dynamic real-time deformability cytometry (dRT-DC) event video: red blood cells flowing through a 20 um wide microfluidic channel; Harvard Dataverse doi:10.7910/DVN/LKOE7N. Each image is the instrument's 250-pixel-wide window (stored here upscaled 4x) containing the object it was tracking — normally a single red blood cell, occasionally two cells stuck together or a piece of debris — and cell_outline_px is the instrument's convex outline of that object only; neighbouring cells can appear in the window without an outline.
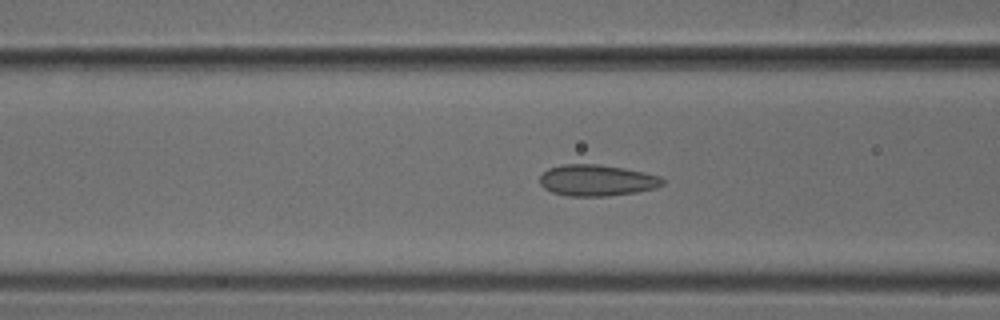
{"species": "common noctule bat (a hibernating species)", "species_latin": "Nyctalus noctula", "temperature_condition": "cold", "stored_images_in_passage": 52, "camera_frame_rate_fps": 3000, "um_per_image_px": 0.085, "animal": {"sex": "male", "body_mass_g": 18.8}, "frame": {"image": 1, "passage_image": 21, "time_ms": 6.667, "image_size_px": [1000, 320], "cell_outline_px": [[664, 184], [656, 188], [636, 192], [608, 196], [568, 196], [552, 192], [544, 188], [540, 184], [540, 176], [548, 168], [564, 164], [596, 164], [624, 168], [660, 176], [664, 180]], "centroid_in_image_um": [50.73, 15.33], "position_along_channel_um": 115.9, "area_um2": 22.37}}
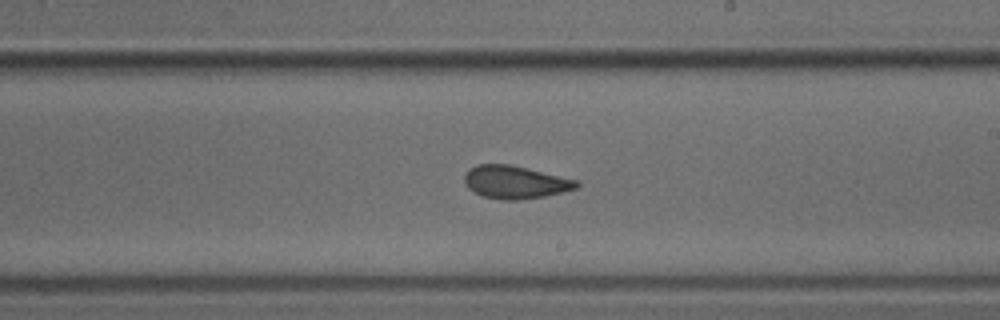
{"frame": {"image": 2, "passage_image": 31, "time_ms": 10.0, "image_size_px": [1000, 320], "cell_outline_px": [[580, 184], [576, 188], [544, 196], [520, 200], [500, 200], [484, 196], [468, 188], [464, 184], [464, 176], [468, 168], [476, 164], [508, 164], [576, 180]], "centroid_in_image_um": [43.72, 15.48], "position_along_channel_um": 245.3, "area_um2": 21.21}}
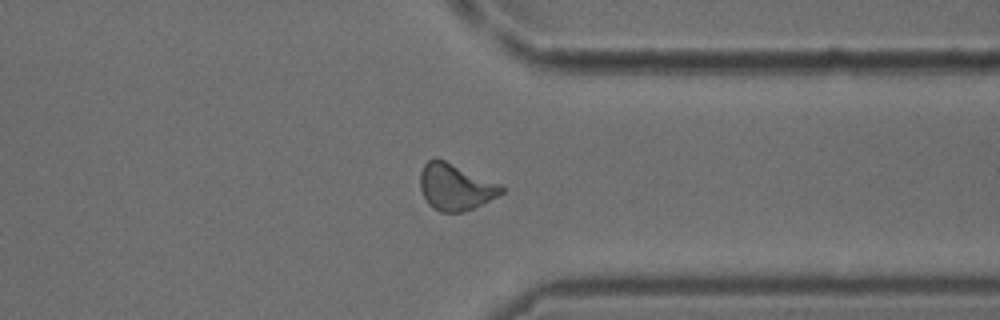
{"frame": {"image": 3, "passage_image": 41, "time_ms": 13.333, "image_size_px": [1000, 320], "cell_outline_px": [[508, 188], [504, 192], [472, 208], [460, 212], [440, 212], [432, 208], [428, 204], [420, 188], [420, 172], [424, 164], [428, 160], [436, 156], [500, 184]], "centroid_in_image_um": [38.68, 15.87], "position_along_channel_um": 372.7, "area_um2": 21.96}}